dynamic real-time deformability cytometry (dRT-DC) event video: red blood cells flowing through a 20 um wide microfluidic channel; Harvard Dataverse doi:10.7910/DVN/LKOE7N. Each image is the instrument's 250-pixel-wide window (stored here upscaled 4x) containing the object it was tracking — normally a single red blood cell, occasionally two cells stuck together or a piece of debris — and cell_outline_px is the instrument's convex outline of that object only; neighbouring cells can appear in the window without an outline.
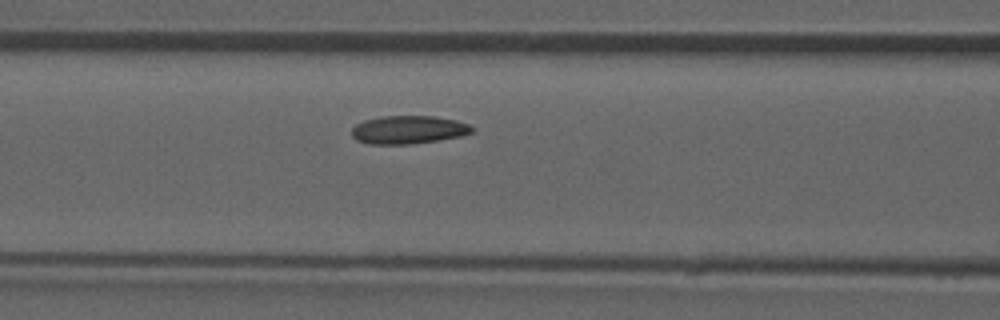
{"species": "common noctule bat (a hibernating species)", "species_latin": "Nyctalus noctula", "temperature_condition": "room temperature", "stored_images_in_passage": 33, "camera_frame_rate_fps": 3000, "um_per_image_px": 0.085, "animal": {"sex": "male", "forearm_length_mm": 52.5}, "frame": {"image": 1, "passage_image": 6, "time_ms": 1.667, "image_size_px": [1000, 320], "cell_outline_px": [[472, 132], [460, 136], [440, 140], [408, 144], [368, 144], [356, 140], [352, 136], [352, 128], [356, 124], [364, 120], [380, 116], [436, 116], [456, 120], [468, 124], [472, 128]], "centroid_in_image_um": [34.68, 11.02], "position_along_channel_um": 131.9, "area_um2": 19.77}, "authors_computed_cell_mechanics": {"area_um2": 19.2474, "velocity_mm_per_s": 3.8706, "shape_relaxation_time_tau1_ms": 7.3145, "shape_relaxation_time_tau2_ms": 2.1787, "deformation_change_tau1": 0.1257, "deformation_change_tau2": 0.0698}}